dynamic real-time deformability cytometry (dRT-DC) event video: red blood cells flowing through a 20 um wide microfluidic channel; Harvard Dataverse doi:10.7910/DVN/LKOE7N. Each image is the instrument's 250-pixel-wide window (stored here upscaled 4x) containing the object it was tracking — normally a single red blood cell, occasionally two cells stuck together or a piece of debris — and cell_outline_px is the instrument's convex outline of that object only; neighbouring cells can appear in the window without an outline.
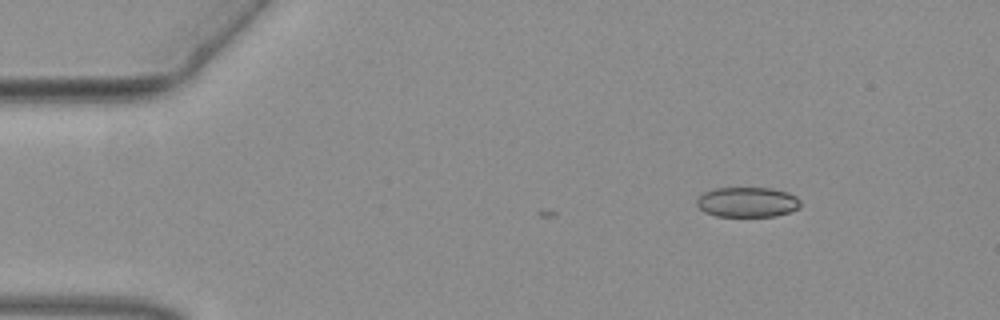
{"species": "common noctule bat (a hibernating species)", "species_latin": "Nyctalus noctula", "temperature_condition": "warm", "stored_images_in_passage": 3, "camera_frame_rate_fps": 3000, "um_per_image_px": 0.085, "animal": {"sex": "female", "body_mass_g": 19.3, "forearm_length_mm": 54.1}, "frame": {"image": 1, "passage_image": 1, "time_ms": 0.0, "image_size_px": [1000, 320], "cell_outline_px": [[800, 208], [776, 216], [716, 216], [704, 212], [696, 204], [696, 200], [704, 192], [716, 188], [768, 188], [788, 192], [796, 196], [800, 200]], "centroid_in_image_um": [63.53, 17.18], "position_along_channel_um": 21.5, "area_um2": 18.15}}